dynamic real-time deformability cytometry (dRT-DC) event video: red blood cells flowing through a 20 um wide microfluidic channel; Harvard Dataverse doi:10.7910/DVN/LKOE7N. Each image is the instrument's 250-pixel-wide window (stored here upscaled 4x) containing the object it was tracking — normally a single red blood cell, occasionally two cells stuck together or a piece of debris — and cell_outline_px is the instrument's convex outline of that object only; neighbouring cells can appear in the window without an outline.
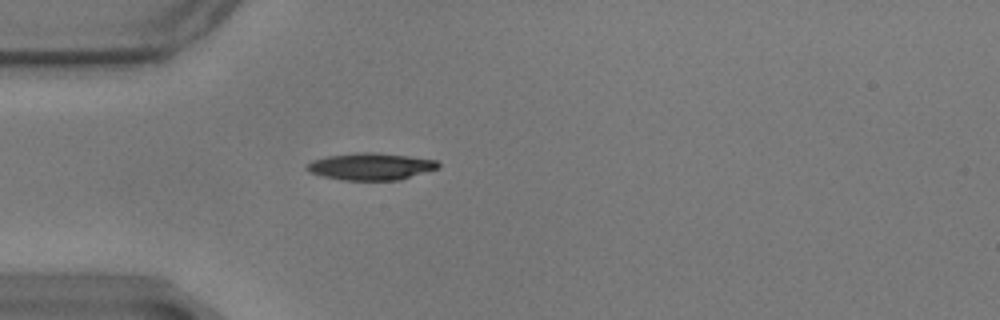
{"species": "common noctule bat (a hibernating species)", "species_latin": "Nyctalus noctula", "temperature_condition": "warm", "stored_images_in_passage": 53, "camera_frame_rate_fps": 3000, "um_per_image_px": 0.085, "animal": {"sex": "male", "body_mass_g": 17.9}, "frame": {"image": 1, "passage_image": 12, "time_ms": 3.667, "image_size_px": [1000, 320], "cell_outline_px": [[440, 168], [400, 180], [344, 180], [324, 176], [308, 172], [304, 168], [312, 160], [328, 156], [356, 152], [376, 152], [408, 156], [436, 160], [440, 164]], "centroid_in_image_um": [31.53, 14.15], "position_along_channel_um": 53.5, "area_um2": 20.75}}
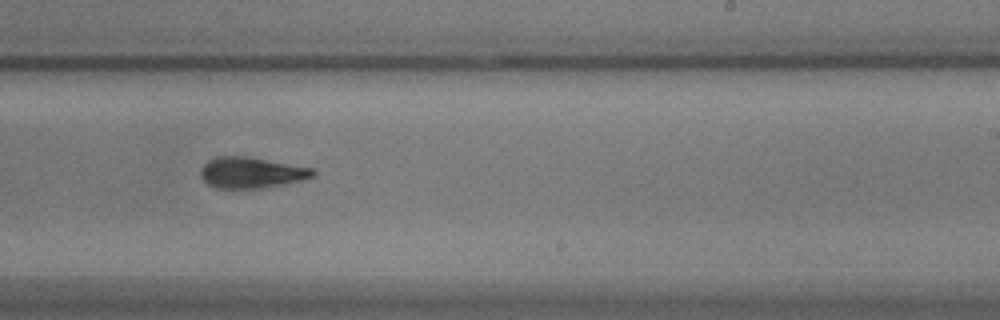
{"frame": {"image": 2, "passage_image": 31, "time_ms": 10.0, "image_size_px": [1000, 320], "cell_outline_px": [[316, 172], [312, 176], [300, 180], [284, 184], [260, 188], [216, 188], [208, 184], [200, 176], [200, 168], [208, 160], [216, 156], [252, 156], [316, 168]], "centroid_in_image_um": [21.37, 14.65], "position_along_channel_um": 267.6, "area_um2": 20.58}}
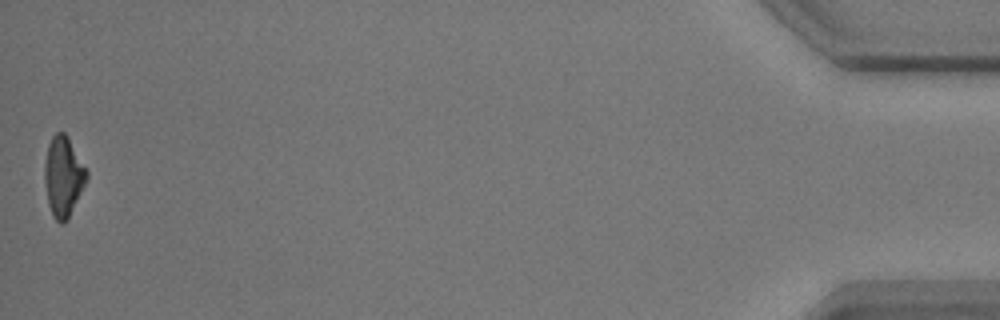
{"frame": {"image": 3, "passage_image": 53, "time_ms": 17.333, "image_size_px": [1000, 320], "cell_outline_px": [[88, 176], [64, 224], [60, 224], [52, 216], [48, 204], [44, 180], [44, 164], [48, 144], [52, 136], [56, 132], [64, 132], [68, 136], [88, 172]], "centroid_in_image_um": [5.35, 14.97], "position_along_channel_um": 429.9, "area_um2": 19.36}, "authors_computed_cell_mechanics": {"area_um2": 20.23, "velocity_mm_per_s": 3.4977, "shape_relaxation_time_tau1_ms": 6.8446, "shape_relaxation_time_tau2_ms": 3.7836, "deformation_change_tau1": 0.1872, "deformation_change_tau2": 0.1072}}